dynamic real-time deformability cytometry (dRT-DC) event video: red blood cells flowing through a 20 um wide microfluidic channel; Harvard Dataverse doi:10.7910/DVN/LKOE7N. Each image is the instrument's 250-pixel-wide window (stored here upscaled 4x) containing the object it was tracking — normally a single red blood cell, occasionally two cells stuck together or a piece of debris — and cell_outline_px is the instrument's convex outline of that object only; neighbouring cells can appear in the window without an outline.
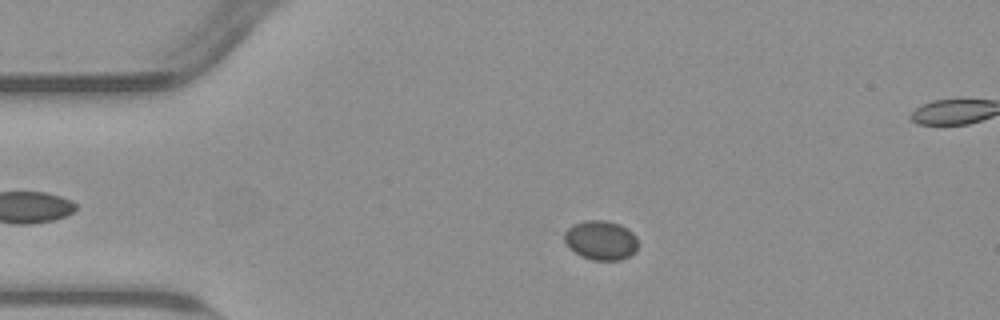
{"species": "common noctule bat (a hibernating species)", "species_latin": "Nyctalus noctula", "temperature_condition": "warm", "stored_images_in_passage": 44, "camera_frame_rate_fps": 3000, "um_per_image_px": 0.085, "animal": {"sex": "male", "body_mass_g": 23.1, "forearm_length_mm": 52.7}, "frame": {"image": 1, "passage_image": 11, "time_ms": 3.333, "image_size_px": [1000, 320], "cell_outline_px": [[636, 252], [620, 260], [592, 260], [580, 256], [568, 248], [564, 240], [564, 232], [572, 224], [584, 220], [604, 220], [620, 224], [628, 228], [636, 236]], "centroid_in_image_um": [51.04, 20.41], "position_along_channel_um": 34.0, "area_um2": 17.11}}
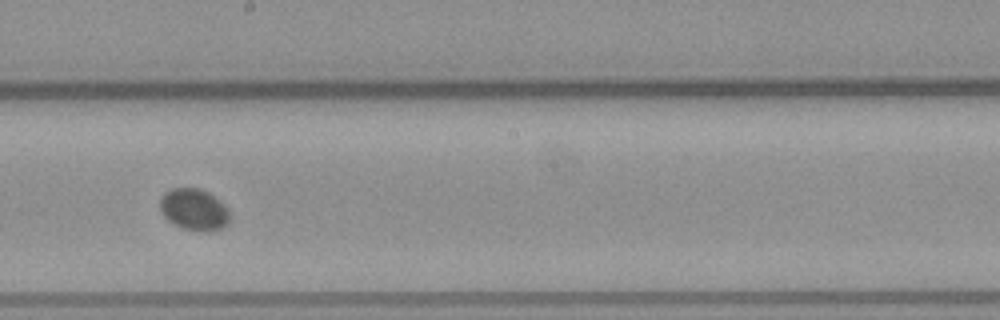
{"frame": {"image": 2, "passage_image": 30, "time_ms": 9.667, "image_size_px": [1000, 320], "cell_outline_px": [[228, 224], [212, 232], [204, 232], [184, 228], [168, 220], [160, 212], [160, 200], [164, 192], [172, 188], [200, 188], [208, 192], [224, 204], [228, 208]], "centroid_in_image_um": [16.48, 17.8], "position_along_channel_um": 231.7, "area_um2": 16.88}}
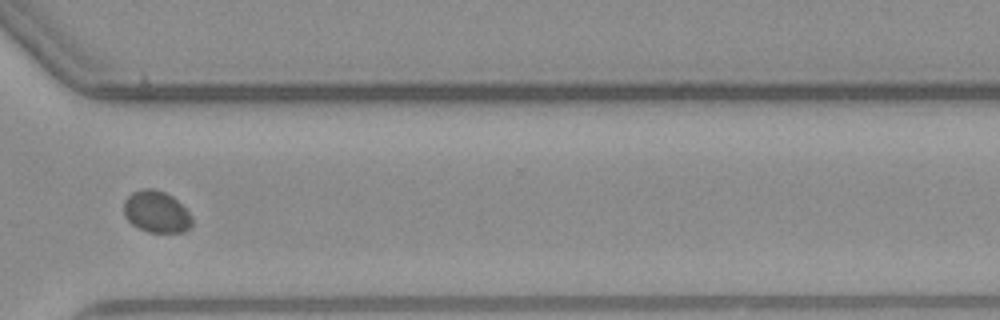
{"frame": {"image": 3, "passage_image": 40, "time_ms": 13.0, "image_size_px": [1000, 320], "cell_outline_px": [[192, 228], [184, 232], [148, 232], [132, 224], [124, 216], [124, 200], [132, 192], [144, 188], [152, 188], [164, 192], [172, 196], [192, 216]], "centroid_in_image_um": [13.3, 18.01], "position_along_channel_um": 357.3, "area_um2": 16.59}, "authors_computed_cell_mechanics": {"area_um2": 16.7331, "velocity_mm_per_s": 3.7678, "shape_relaxation_time_tau1_ms": 2.554, "shape_relaxation_time_tau2_ms": null, "deformation_change_tau1": 0.033, "deformation_change_tau2": null}}